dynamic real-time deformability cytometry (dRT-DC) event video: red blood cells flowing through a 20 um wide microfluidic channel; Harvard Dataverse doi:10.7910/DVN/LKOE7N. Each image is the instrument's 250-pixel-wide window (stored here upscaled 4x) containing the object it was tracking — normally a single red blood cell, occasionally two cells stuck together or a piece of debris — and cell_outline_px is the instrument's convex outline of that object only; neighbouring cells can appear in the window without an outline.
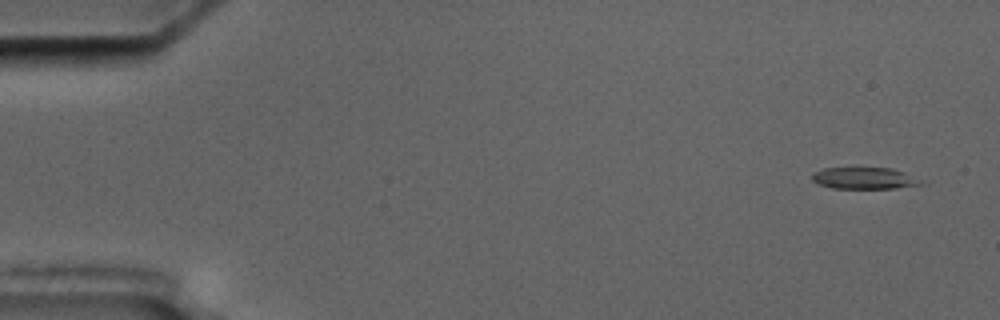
{"species": "common noctule bat (a hibernating species)", "species_latin": "Nyctalus noctula", "temperature_condition": "cold", "stored_images_in_passage": 4, "camera_frame_rate_fps": 3000, "um_per_image_px": 0.085, "animal": {"sex": "male", "body_mass_g": 17.5, "forearm_length_mm": 52.3}, "frame": {"image": 1, "passage_image": 1, "time_ms": 0.0, "image_size_px": [1000, 320], "cell_outline_px": [[920, 184], [896, 188], [832, 188], [816, 184], [812, 180], [812, 172], [824, 168], [892, 168], [900, 172]], "centroid_in_image_um": [73.23, 15.15], "position_along_channel_um": 11.8, "area_um2": 13.12}}